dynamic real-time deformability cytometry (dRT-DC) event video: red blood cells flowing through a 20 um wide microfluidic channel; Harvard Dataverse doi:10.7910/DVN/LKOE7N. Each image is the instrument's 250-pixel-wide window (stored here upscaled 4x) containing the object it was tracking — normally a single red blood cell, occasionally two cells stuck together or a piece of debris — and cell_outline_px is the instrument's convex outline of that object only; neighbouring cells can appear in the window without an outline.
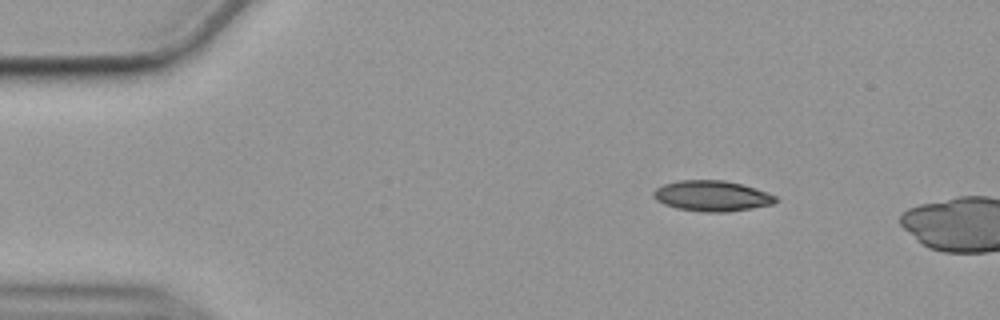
{"species": "common noctule bat (a hibernating species)", "species_latin": "Nyctalus noctula", "temperature_condition": "cold", "stored_images_in_passage": 4, "camera_frame_rate_fps": 3000, "um_per_image_px": 0.085, "animal": {"sex": "female", "body_mass_g": 19.9}, "frame": {"image": 1, "passage_image": 1, "time_ms": 0.0, "image_size_px": [1000, 320], "cell_outline_px": [[780, 200], [772, 204], [752, 208], [728, 212], [700, 212], [676, 208], [664, 204], [656, 200], [652, 196], [652, 192], [656, 188], [664, 184], [676, 180], [724, 180], [740, 184], [776, 196]], "centroid_in_image_um": [60.46, 16.66], "position_along_channel_um": 24.5, "area_um2": 21.79}}